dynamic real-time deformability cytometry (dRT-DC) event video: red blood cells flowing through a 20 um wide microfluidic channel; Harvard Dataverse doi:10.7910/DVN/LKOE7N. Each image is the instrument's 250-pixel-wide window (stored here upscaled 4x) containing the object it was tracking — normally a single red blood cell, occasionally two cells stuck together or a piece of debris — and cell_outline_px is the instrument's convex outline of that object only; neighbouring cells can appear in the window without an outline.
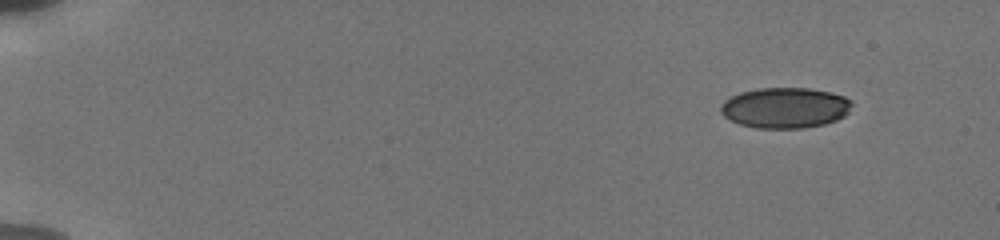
{"species": "human", "species_latin": "Homo sapiens", "temperature_condition": "cold", "stored_images_in_passage": 11, "camera_frame_rate_fps": 3000, "um_per_image_px": 0.085, "donor": {"sex": "male"}, "frame": {"image": 1, "passage_image": 1, "time_ms": 0.0, "image_size_px": [1000, 240], "cell_outline_px": [[852, 104], [848, 112], [844, 116], [836, 120], [824, 124], [804, 128], [756, 128], [740, 124], [724, 116], [720, 112], [720, 104], [724, 100], [740, 92], [756, 88], [808, 88], [828, 92], [844, 96], [852, 100]], "centroid_in_image_um": [66.72, 9.16], "position_along_channel_um": 18.3, "area_um2": 31.1}}
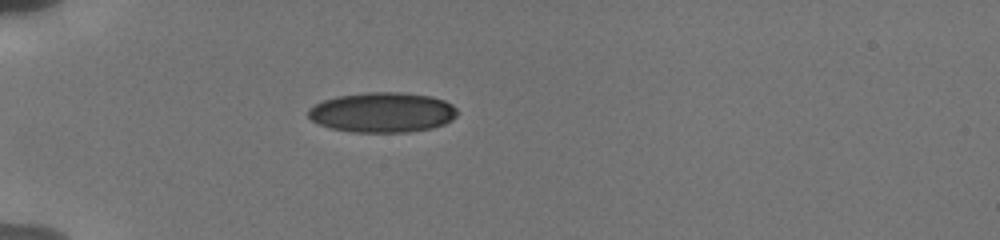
{"frame": {"image": 2, "passage_image": 8, "time_ms": 4.0, "image_size_px": [1000, 240], "cell_outline_px": [[456, 116], [452, 120], [444, 124], [432, 128], [408, 132], [352, 132], [332, 128], [320, 124], [312, 120], [308, 116], [308, 108], [324, 100], [336, 96], [368, 92], [400, 92], [432, 96], [444, 100], [452, 104], [456, 108]], "centroid_in_image_um": [32.52, 9.55], "position_along_channel_um": 52.5, "area_um2": 34.8}}
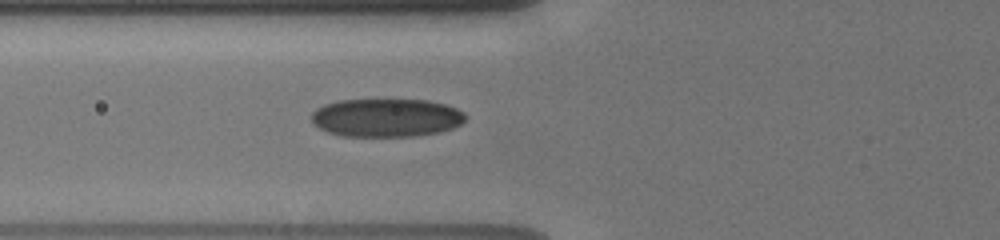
{"frame": {"image": 3, "passage_image": 11, "time_ms": 5.667, "image_size_px": [1000, 240], "cell_outline_px": [[468, 116], [460, 124], [452, 128], [440, 132], [416, 136], [344, 136], [328, 132], [320, 128], [312, 120], [312, 112], [316, 108], [324, 104], [340, 100], [428, 100], [444, 104], [456, 108], [464, 112]], "centroid_in_image_um": [32.86, 10.0], "position_along_channel_um": 92.9, "area_um2": 34.33}}